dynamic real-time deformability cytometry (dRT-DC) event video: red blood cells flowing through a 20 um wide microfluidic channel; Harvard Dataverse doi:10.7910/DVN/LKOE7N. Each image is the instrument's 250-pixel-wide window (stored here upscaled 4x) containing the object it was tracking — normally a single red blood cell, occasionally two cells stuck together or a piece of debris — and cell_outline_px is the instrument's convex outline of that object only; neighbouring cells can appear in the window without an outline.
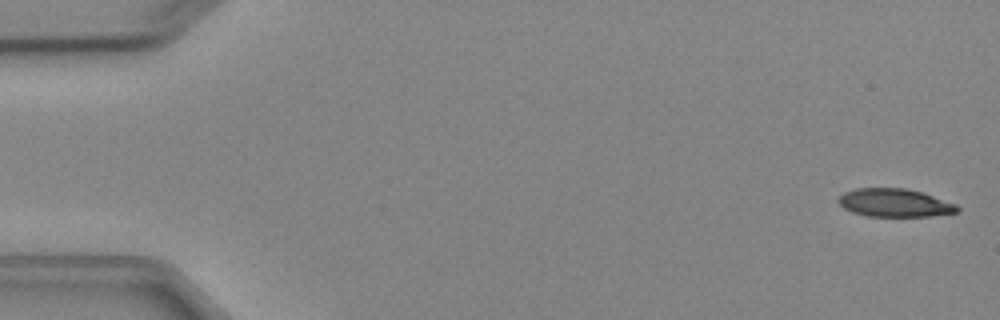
{"species": "Egyptian fruit bat (a non-hibernating species)", "species_latin": "Rousettus aegyptiacus", "temperature_condition": "cold", "stored_images_in_passage": 4, "camera_frame_rate_fps": 3000, "um_per_image_px": 0.085, "animal": {"sex": "female"}, "frame": {"image": 1, "passage_image": 1, "time_ms": 0.0, "image_size_px": [1000, 320], "cell_outline_px": [[960, 212], [932, 216], [868, 216], [852, 212], [844, 208], [836, 200], [844, 192], [856, 188], [908, 188], [924, 192], [956, 204], [960, 208]], "centroid_in_image_um": [76.08, 17.23], "position_along_channel_um": 8.9, "area_um2": 19.71}}
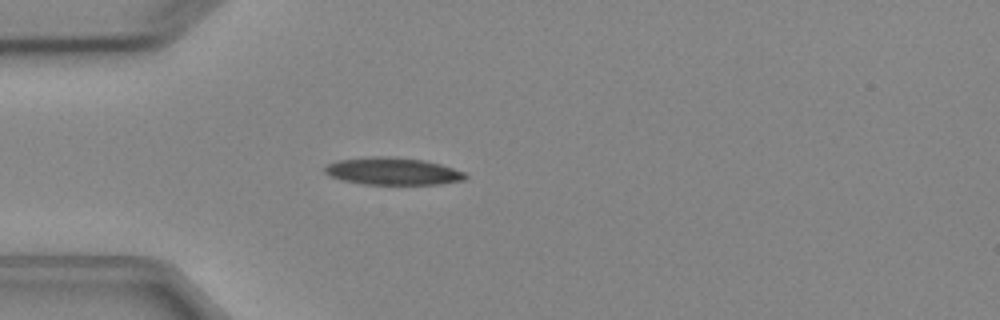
{"frame": {"image": 2, "passage_image": 4, "time_ms": 4.333, "image_size_px": [1000, 320], "cell_outline_px": [[468, 176], [464, 180], [440, 184], [364, 184], [344, 180], [328, 176], [324, 172], [324, 168], [328, 164], [336, 160], [372, 156], [396, 156], [424, 160], [440, 164], [464, 172]], "centroid_in_image_um": [33.36, 14.54], "position_along_channel_um": 51.6, "area_um2": 22.48}}